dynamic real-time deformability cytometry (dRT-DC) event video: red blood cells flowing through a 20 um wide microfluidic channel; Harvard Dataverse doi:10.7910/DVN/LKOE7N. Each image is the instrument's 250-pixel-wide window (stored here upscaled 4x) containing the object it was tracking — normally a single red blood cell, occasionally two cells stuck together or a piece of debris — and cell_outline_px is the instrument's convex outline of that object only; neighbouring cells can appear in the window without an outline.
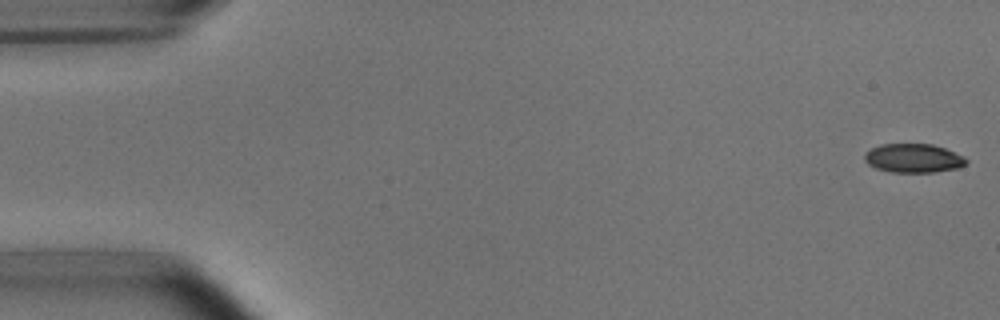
{"species": "common noctule bat (a hibernating species)", "species_latin": "Nyctalus noctula", "temperature_condition": "room temperature", "stored_images_in_passage": 10, "camera_frame_rate_fps": 3000, "um_per_image_px": 0.085, "animal": {"sex": "male", "body_mass_g": 15.6}, "frame": {"image": 1, "passage_image": 1, "time_ms": 0.0, "image_size_px": [1000, 320], "cell_outline_px": [[968, 160], [964, 164], [956, 168], [936, 172], [892, 172], [876, 168], [868, 164], [864, 160], [864, 152], [880, 144], [932, 144], [944, 148], [964, 156]], "centroid_in_image_um": [77.61, 13.44], "position_along_channel_um": 7.4, "area_um2": 17.05}}